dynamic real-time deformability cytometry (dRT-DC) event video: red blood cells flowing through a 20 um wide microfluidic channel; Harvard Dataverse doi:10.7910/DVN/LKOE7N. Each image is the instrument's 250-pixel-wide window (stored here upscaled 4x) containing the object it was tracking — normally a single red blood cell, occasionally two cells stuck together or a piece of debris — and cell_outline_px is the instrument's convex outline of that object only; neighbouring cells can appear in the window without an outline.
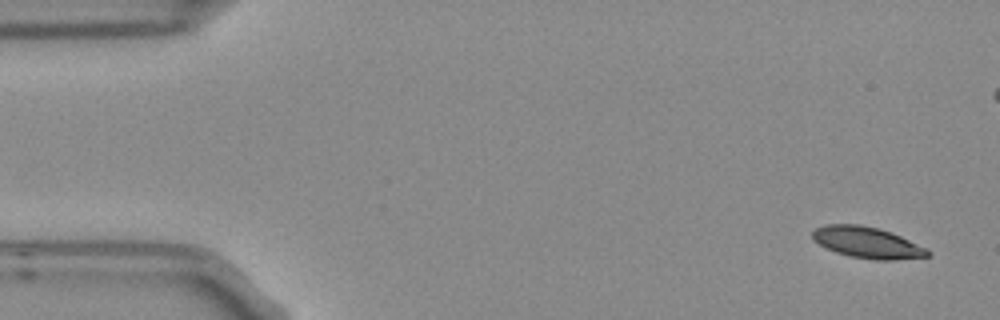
{"species": "Egyptian fruit bat (a non-hibernating species)", "species_latin": "Rousettus aegyptiacus", "temperature_condition": "room temperature", "stored_images_in_passage": 4, "camera_frame_rate_fps": 3000, "um_per_image_px": 0.085, "frame": {"image": 1, "passage_image": 1, "time_ms": 0.0, "image_size_px": [1000, 320], "cell_outline_px": [[932, 252], [928, 256], [892, 260], [876, 260], [848, 256], [836, 252], [812, 240], [812, 232], [816, 228], [828, 224], [856, 224], [876, 228], [900, 236], [928, 248]], "centroid_in_image_um": [73.72, 20.62], "position_along_channel_um": 11.3, "area_um2": 20.75}}